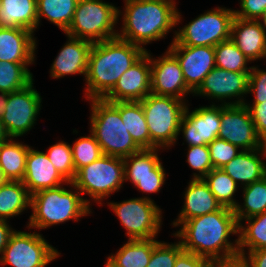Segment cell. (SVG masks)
<instances>
[{"label":"cell","mask_w":266,"mask_h":267,"mask_svg":"<svg viewBox=\"0 0 266 267\" xmlns=\"http://www.w3.org/2000/svg\"><path fill=\"white\" fill-rule=\"evenodd\" d=\"M181 225V226H180ZM174 237L180 239L183 250L210 261L239 253L238 238L229 241L230 235L238 236L239 224L234 211L222 207L216 212L200 215L179 224Z\"/></svg>","instance_id":"cell-1"},{"label":"cell","mask_w":266,"mask_h":267,"mask_svg":"<svg viewBox=\"0 0 266 267\" xmlns=\"http://www.w3.org/2000/svg\"><path fill=\"white\" fill-rule=\"evenodd\" d=\"M147 49L119 37L93 43L85 78V98L103 99L120 76L137 62Z\"/></svg>","instance_id":"cell-2"},{"label":"cell","mask_w":266,"mask_h":267,"mask_svg":"<svg viewBox=\"0 0 266 267\" xmlns=\"http://www.w3.org/2000/svg\"><path fill=\"white\" fill-rule=\"evenodd\" d=\"M123 1V25L117 37L140 47L165 39L167 33L180 23L182 17L174 0Z\"/></svg>","instance_id":"cell-3"},{"label":"cell","mask_w":266,"mask_h":267,"mask_svg":"<svg viewBox=\"0 0 266 267\" xmlns=\"http://www.w3.org/2000/svg\"><path fill=\"white\" fill-rule=\"evenodd\" d=\"M71 186L74 189L69 190L60 185L31 195L32 214L28 229H44L69 220L79 221L80 217L90 214V199L83 198L72 182Z\"/></svg>","instance_id":"cell-4"},{"label":"cell","mask_w":266,"mask_h":267,"mask_svg":"<svg viewBox=\"0 0 266 267\" xmlns=\"http://www.w3.org/2000/svg\"><path fill=\"white\" fill-rule=\"evenodd\" d=\"M90 133L104 155L125 158L141 149L133 141L119 113V102L90 99Z\"/></svg>","instance_id":"cell-5"},{"label":"cell","mask_w":266,"mask_h":267,"mask_svg":"<svg viewBox=\"0 0 266 267\" xmlns=\"http://www.w3.org/2000/svg\"><path fill=\"white\" fill-rule=\"evenodd\" d=\"M150 132L151 149H169L178 140L186 101L150 93L140 101Z\"/></svg>","instance_id":"cell-6"},{"label":"cell","mask_w":266,"mask_h":267,"mask_svg":"<svg viewBox=\"0 0 266 267\" xmlns=\"http://www.w3.org/2000/svg\"><path fill=\"white\" fill-rule=\"evenodd\" d=\"M121 11L103 0H79L66 36L92 43L117 37L115 25Z\"/></svg>","instance_id":"cell-7"},{"label":"cell","mask_w":266,"mask_h":267,"mask_svg":"<svg viewBox=\"0 0 266 267\" xmlns=\"http://www.w3.org/2000/svg\"><path fill=\"white\" fill-rule=\"evenodd\" d=\"M124 160L121 157L103 155L91 164L80 168L72 184L81 195L88 194L102 205L103 198L119 191L124 181Z\"/></svg>","instance_id":"cell-8"},{"label":"cell","mask_w":266,"mask_h":267,"mask_svg":"<svg viewBox=\"0 0 266 267\" xmlns=\"http://www.w3.org/2000/svg\"><path fill=\"white\" fill-rule=\"evenodd\" d=\"M234 9L216 7L200 14L184 27L175 31V40L186 46L215 47L222 41L230 39Z\"/></svg>","instance_id":"cell-9"},{"label":"cell","mask_w":266,"mask_h":267,"mask_svg":"<svg viewBox=\"0 0 266 267\" xmlns=\"http://www.w3.org/2000/svg\"><path fill=\"white\" fill-rule=\"evenodd\" d=\"M129 240L156 238L162 225V210L150 197L108 203Z\"/></svg>","instance_id":"cell-10"},{"label":"cell","mask_w":266,"mask_h":267,"mask_svg":"<svg viewBox=\"0 0 266 267\" xmlns=\"http://www.w3.org/2000/svg\"><path fill=\"white\" fill-rule=\"evenodd\" d=\"M59 255L60 252L50 245L42 234L15 230L0 256V265L45 267Z\"/></svg>","instance_id":"cell-11"},{"label":"cell","mask_w":266,"mask_h":267,"mask_svg":"<svg viewBox=\"0 0 266 267\" xmlns=\"http://www.w3.org/2000/svg\"><path fill=\"white\" fill-rule=\"evenodd\" d=\"M33 84L32 81L26 87L8 94V102L1 120L10 138L23 136L37 121L42 98Z\"/></svg>","instance_id":"cell-12"},{"label":"cell","mask_w":266,"mask_h":267,"mask_svg":"<svg viewBox=\"0 0 266 267\" xmlns=\"http://www.w3.org/2000/svg\"><path fill=\"white\" fill-rule=\"evenodd\" d=\"M218 138L241 150H255L264 146L256 133L250 112L244 104H221V127Z\"/></svg>","instance_id":"cell-13"},{"label":"cell","mask_w":266,"mask_h":267,"mask_svg":"<svg viewBox=\"0 0 266 267\" xmlns=\"http://www.w3.org/2000/svg\"><path fill=\"white\" fill-rule=\"evenodd\" d=\"M248 87L249 73L227 71L215 66L193 95L219 100L222 105H243L245 100L242 98L248 94ZM233 97L237 100L226 102Z\"/></svg>","instance_id":"cell-14"},{"label":"cell","mask_w":266,"mask_h":267,"mask_svg":"<svg viewBox=\"0 0 266 267\" xmlns=\"http://www.w3.org/2000/svg\"><path fill=\"white\" fill-rule=\"evenodd\" d=\"M221 127V104L201 106L189 112L186 106L179 127L188 146L208 145L218 138Z\"/></svg>","instance_id":"cell-15"},{"label":"cell","mask_w":266,"mask_h":267,"mask_svg":"<svg viewBox=\"0 0 266 267\" xmlns=\"http://www.w3.org/2000/svg\"><path fill=\"white\" fill-rule=\"evenodd\" d=\"M150 64L152 94L186 101L187 94L194 93L186 85L179 61L168 49L158 59L152 58L150 54Z\"/></svg>","instance_id":"cell-16"},{"label":"cell","mask_w":266,"mask_h":267,"mask_svg":"<svg viewBox=\"0 0 266 267\" xmlns=\"http://www.w3.org/2000/svg\"><path fill=\"white\" fill-rule=\"evenodd\" d=\"M168 50L179 61L186 85L193 92L199 88L207 74L216 66L214 47L180 45L173 40Z\"/></svg>","instance_id":"cell-17"},{"label":"cell","mask_w":266,"mask_h":267,"mask_svg":"<svg viewBox=\"0 0 266 267\" xmlns=\"http://www.w3.org/2000/svg\"><path fill=\"white\" fill-rule=\"evenodd\" d=\"M151 93L150 52L125 71L114 88L103 98L109 102L141 101Z\"/></svg>","instance_id":"cell-18"},{"label":"cell","mask_w":266,"mask_h":267,"mask_svg":"<svg viewBox=\"0 0 266 267\" xmlns=\"http://www.w3.org/2000/svg\"><path fill=\"white\" fill-rule=\"evenodd\" d=\"M30 195L60 185H71L56 170L46 153L37 151L31 146L26 158V169L22 180Z\"/></svg>","instance_id":"cell-19"},{"label":"cell","mask_w":266,"mask_h":267,"mask_svg":"<svg viewBox=\"0 0 266 267\" xmlns=\"http://www.w3.org/2000/svg\"><path fill=\"white\" fill-rule=\"evenodd\" d=\"M68 37L56 59L53 61L50 76L59 79L66 75L82 74L86 78L88 58L92 42Z\"/></svg>","instance_id":"cell-20"},{"label":"cell","mask_w":266,"mask_h":267,"mask_svg":"<svg viewBox=\"0 0 266 267\" xmlns=\"http://www.w3.org/2000/svg\"><path fill=\"white\" fill-rule=\"evenodd\" d=\"M230 39L250 61L266 58V30L260 20L234 16Z\"/></svg>","instance_id":"cell-21"},{"label":"cell","mask_w":266,"mask_h":267,"mask_svg":"<svg viewBox=\"0 0 266 267\" xmlns=\"http://www.w3.org/2000/svg\"><path fill=\"white\" fill-rule=\"evenodd\" d=\"M34 33L25 28L0 27V61L34 63Z\"/></svg>","instance_id":"cell-22"},{"label":"cell","mask_w":266,"mask_h":267,"mask_svg":"<svg viewBox=\"0 0 266 267\" xmlns=\"http://www.w3.org/2000/svg\"><path fill=\"white\" fill-rule=\"evenodd\" d=\"M184 193V205L178 218L172 223L174 227L191 218L216 212L222 208L204 179H191Z\"/></svg>","instance_id":"cell-23"},{"label":"cell","mask_w":266,"mask_h":267,"mask_svg":"<svg viewBox=\"0 0 266 267\" xmlns=\"http://www.w3.org/2000/svg\"><path fill=\"white\" fill-rule=\"evenodd\" d=\"M260 157L266 158V146L255 150H242L222 170L238 185L245 187L266 176V162Z\"/></svg>","instance_id":"cell-24"},{"label":"cell","mask_w":266,"mask_h":267,"mask_svg":"<svg viewBox=\"0 0 266 267\" xmlns=\"http://www.w3.org/2000/svg\"><path fill=\"white\" fill-rule=\"evenodd\" d=\"M37 20V0H2L0 27H22L34 33Z\"/></svg>","instance_id":"cell-25"},{"label":"cell","mask_w":266,"mask_h":267,"mask_svg":"<svg viewBox=\"0 0 266 267\" xmlns=\"http://www.w3.org/2000/svg\"><path fill=\"white\" fill-rule=\"evenodd\" d=\"M157 241L155 238L128 239L116 254L108 256L107 263L112 267H146Z\"/></svg>","instance_id":"cell-26"},{"label":"cell","mask_w":266,"mask_h":267,"mask_svg":"<svg viewBox=\"0 0 266 267\" xmlns=\"http://www.w3.org/2000/svg\"><path fill=\"white\" fill-rule=\"evenodd\" d=\"M123 124L140 149H151L150 132L140 101L119 102Z\"/></svg>","instance_id":"cell-27"},{"label":"cell","mask_w":266,"mask_h":267,"mask_svg":"<svg viewBox=\"0 0 266 267\" xmlns=\"http://www.w3.org/2000/svg\"><path fill=\"white\" fill-rule=\"evenodd\" d=\"M30 146L10 138L0 144V167L8 181H22Z\"/></svg>","instance_id":"cell-28"},{"label":"cell","mask_w":266,"mask_h":267,"mask_svg":"<svg viewBox=\"0 0 266 267\" xmlns=\"http://www.w3.org/2000/svg\"><path fill=\"white\" fill-rule=\"evenodd\" d=\"M30 204L31 195L22 181H7L0 187V220L18 216Z\"/></svg>","instance_id":"cell-29"},{"label":"cell","mask_w":266,"mask_h":267,"mask_svg":"<svg viewBox=\"0 0 266 267\" xmlns=\"http://www.w3.org/2000/svg\"><path fill=\"white\" fill-rule=\"evenodd\" d=\"M79 0H37V22L46 18L64 33L69 28Z\"/></svg>","instance_id":"cell-30"},{"label":"cell","mask_w":266,"mask_h":267,"mask_svg":"<svg viewBox=\"0 0 266 267\" xmlns=\"http://www.w3.org/2000/svg\"><path fill=\"white\" fill-rule=\"evenodd\" d=\"M245 226L240 223L238 229V250L246 254V249L254 251L266 248V212L243 219Z\"/></svg>","instance_id":"cell-31"},{"label":"cell","mask_w":266,"mask_h":267,"mask_svg":"<svg viewBox=\"0 0 266 267\" xmlns=\"http://www.w3.org/2000/svg\"><path fill=\"white\" fill-rule=\"evenodd\" d=\"M243 189V206L239 203L233 209L238 224L243 219L266 212V176Z\"/></svg>","instance_id":"cell-32"},{"label":"cell","mask_w":266,"mask_h":267,"mask_svg":"<svg viewBox=\"0 0 266 267\" xmlns=\"http://www.w3.org/2000/svg\"><path fill=\"white\" fill-rule=\"evenodd\" d=\"M161 149H141L124 160V176L166 175L158 151Z\"/></svg>","instance_id":"cell-33"},{"label":"cell","mask_w":266,"mask_h":267,"mask_svg":"<svg viewBox=\"0 0 266 267\" xmlns=\"http://www.w3.org/2000/svg\"><path fill=\"white\" fill-rule=\"evenodd\" d=\"M210 191L222 207L234 209L238 204L234 199L239 185L221 168H213L204 178Z\"/></svg>","instance_id":"cell-34"},{"label":"cell","mask_w":266,"mask_h":267,"mask_svg":"<svg viewBox=\"0 0 266 267\" xmlns=\"http://www.w3.org/2000/svg\"><path fill=\"white\" fill-rule=\"evenodd\" d=\"M31 64L0 61V91L12 93L30 84L34 79L28 69Z\"/></svg>","instance_id":"cell-35"},{"label":"cell","mask_w":266,"mask_h":267,"mask_svg":"<svg viewBox=\"0 0 266 267\" xmlns=\"http://www.w3.org/2000/svg\"><path fill=\"white\" fill-rule=\"evenodd\" d=\"M214 50L216 67L227 71L250 73L252 67H247L250 60L231 39L217 44Z\"/></svg>","instance_id":"cell-36"},{"label":"cell","mask_w":266,"mask_h":267,"mask_svg":"<svg viewBox=\"0 0 266 267\" xmlns=\"http://www.w3.org/2000/svg\"><path fill=\"white\" fill-rule=\"evenodd\" d=\"M46 155L57 172L67 181L72 182L75 178V166L73 163V155L71 145L59 141L48 147Z\"/></svg>","instance_id":"cell-37"},{"label":"cell","mask_w":266,"mask_h":267,"mask_svg":"<svg viewBox=\"0 0 266 267\" xmlns=\"http://www.w3.org/2000/svg\"><path fill=\"white\" fill-rule=\"evenodd\" d=\"M71 148L75 172L104 155L92 133L90 136H83L76 139Z\"/></svg>","instance_id":"cell-38"},{"label":"cell","mask_w":266,"mask_h":267,"mask_svg":"<svg viewBox=\"0 0 266 267\" xmlns=\"http://www.w3.org/2000/svg\"><path fill=\"white\" fill-rule=\"evenodd\" d=\"M183 251L181 243L157 241L146 267H174L177 256Z\"/></svg>","instance_id":"cell-39"},{"label":"cell","mask_w":266,"mask_h":267,"mask_svg":"<svg viewBox=\"0 0 266 267\" xmlns=\"http://www.w3.org/2000/svg\"><path fill=\"white\" fill-rule=\"evenodd\" d=\"M187 150L189 167L198 172L192 179H203L213 169L208 145L188 146Z\"/></svg>","instance_id":"cell-40"},{"label":"cell","mask_w":266,"mask_h":267,"mask_svg":"<svg viewBox=\"0 0 266 267\" xmlns=\"http://www.w3.org/2000/svg\"><path fill=\"white\" fill-rule=\"evenodd\" d=\"M208 148L213 168L221 169L242 152L239 147L220 138L210 142Z\"/></svg>","instance_id":"cell-41"},{"label":"cell","mask_w":266,"mask_h":267,"mask_svg":"<svg viewBox=\"0 0 266 267\" xmlns=\"http://www.w3.org/2000/svg\"><path fill=\"white\" fill-rule=\"evenodd\" d=\"M254 94L252 104L266 101V71L252 66L249 73L248 94Z\"/></svg>","instance_id":"cell-42"},{"label":"cell","mask_w":266,"mask_h":267,"mask_svg":"<svg viewBox=\"0 0 266 267\" xmlns=\"http://www.w3.org/2000/svg\"><path fill=\"white\" fill-rule=\"evenodd\" d=\"M166 175L124 176L143 193H157L165 183Z\"/></svg>","instance_id":"cell-43"},{"label":"cell","mask_w":266,"mask_h":267,"mask_svg":"<svg viewBox=\"0 0 266 267\" xmlns=\"http://www.w3.org/2000/svg\"><path fill=\"white\" fill-rule=\"evenodd\" d=\"M241 10H234V16L244 20H260L266 11V0H240Z\"/></svg>","instance_id":"cell-44"},{"label":"cell","mask_w":266,"mask_h":267,"mask_svg":"<svg viewBox=\"0 0 266 267\" xmlns=\"http://www.w3.org/2000/svg\"><path fill=\"white\" fill-rule=\"evenodd\" d=\"M244 105L250 112L259 139L266 146V101L257 104H248L245 102Z\"/></svg>","instance_id":"cell-45"},{"label":"cell","mask_w":266,"mask_h":267,"mask_svg":"<svg viewBox=\"0 0 266 267\" xmlns=\"http://www.w3.org/2000/svg\"><path fill=\"white\" fill-rule=\"evenodd\" d=\"M210 264L208 258L183 250L177 256L174 267H208Z\"/></svg>","instance_id":"cell-46"},{"label":"cell","mask_w":266,"mask_h":267,"mask_svg":"<svg viewBox=\"0 0 266 267\" xmlns=\"http://www.w3.org/2000/svg\"><path fill=\"white\" fill-rule=\"evenodd\" d=\"M214 267H252L245 254L237 253L232 256L211 261Z\"/></svg>","instance_id":"cell-47"},{"label":"cell","mask_w":266,"mask_h":267,"mask_svg":"<svg viewBox=\"0 0 266 267\" xmlns=\"http://www.w3.org/2000/svg\"><path fill=\"white\" fill-rule=\"evenodd\" d=\"M247 253L245 255L250 260L252 267H266V248Z\"/></svg>","instance_id":"cell-48"},{"label":"cell","mask_w":266,"mask_h":267,"mask_svg":"<svg viewBox=\"0 0 266 267\" xmlns=\"http://www.w3.org/2000/svg\"><path fill=\"white\" fill-rule=\"evenodd\" d=\"M9 221L0 220V254L2 256L5 247L7 246L10 235L15 231L9 224Z\"/></svg>","instance_id":"cell-49"},{"label":"cell","mask_w":266,"mask_h":267,"mask_svg":"<svg viewBox=\"0 0 266 267\" xmlns=\"http://www.w3.org/2000/svg\"><path fill=\"white\" fill-rule=\"evenodd\" d=\"M8 94L7 92H1L0 91V118L3 117V114L5 112V107L8 102Z\"/></svg>","instance_id":"cell-50"},{"label":"cell","mask_w":266,"mask_h":267,"mask_svg":"<svg viewBox=\"0 0 266 267\" xmlns=\"http://www.w3.org/2000/svg\"><path fill=\"white\" fill-rule=\"evenodd\" d=\"M10 139L6 128L4 127V124L0 118V144Z\"/></svg>","instance_id":"cell-51"},{"label":"cell","mask_w":266,"mask_h":267,"mask_svg":"<svg viewBox=\"0 0 266 267\" xmlns=\"http://www.w3.org/2000/svg\"><path fill=\"white\" fill-rule=\"evenodd\" d=\"M8 180L6 179V177L3 174V171L0 167V187L5 184Z\"/></svg>","instance_id":"cell-52"},{"label":"cell","mask_w":266,"mask_h":267,"mask_svg":"<svg viewBox=\"0 0 266 267\" xmlns=\"http://www.w3.org/2000/svg\"><path fill=\"white\" fill-rule=\"evenodd\" d=\"M260 21L266 30V11L264 13V16L260 19Z\"/></svg>","instance_id":"cell-53"},{"label":"cell","mask_w":266,"mask_h":267,"mask_svg":"<svg viewBox=\"0 0 266 267\" xmlns=\"http://www.w3.org/2000/svg\"><path fill=\"white\" fill-rule=\"evenodd\" d=\"M106 267H112L110 264H108L107 262L105 263Z\"/></svg>","instance_id":"cell-54"}]
</instances>
